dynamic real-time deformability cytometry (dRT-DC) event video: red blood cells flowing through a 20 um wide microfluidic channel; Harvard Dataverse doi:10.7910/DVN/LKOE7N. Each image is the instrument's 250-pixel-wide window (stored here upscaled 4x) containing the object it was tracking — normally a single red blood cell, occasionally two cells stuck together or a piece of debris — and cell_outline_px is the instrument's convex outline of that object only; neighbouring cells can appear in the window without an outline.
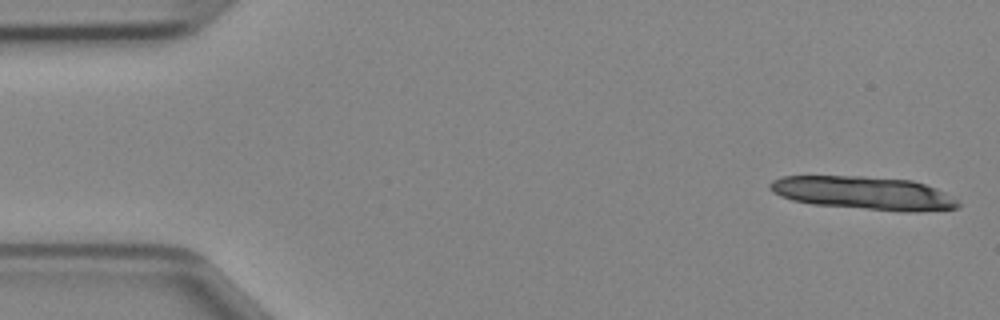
{"species": "Egyptian fruit bat (a non-hibernating species)", "species_latin": "Rousettus aegyptiacus", "temperature_condition": "cold", "stored_images_in_passage": 12, "camera_frame_rate_fps": 3000, "um_per_image_px": 0.085, "animal": {"sex": "female"}, "frame": {"image": 1, "passage_image": 1, "time_ms": 0.0, "image_size_px": [1000, 320], "cell_outline_px": [[960, 204], [956, 208], [920, 212], [900, 212], [812, 204], [792, 200], [780, 196], [772, 192], [768, 188], [768, 184], [772, 180], [780, 176], [864, 176], [912, 180], [936, 188], [944, 192], [956, 200]], "centroid_in_image_um": [73.38, 16.41], "position_along_channel_um": 11.6, "area_um2": 36.7}}